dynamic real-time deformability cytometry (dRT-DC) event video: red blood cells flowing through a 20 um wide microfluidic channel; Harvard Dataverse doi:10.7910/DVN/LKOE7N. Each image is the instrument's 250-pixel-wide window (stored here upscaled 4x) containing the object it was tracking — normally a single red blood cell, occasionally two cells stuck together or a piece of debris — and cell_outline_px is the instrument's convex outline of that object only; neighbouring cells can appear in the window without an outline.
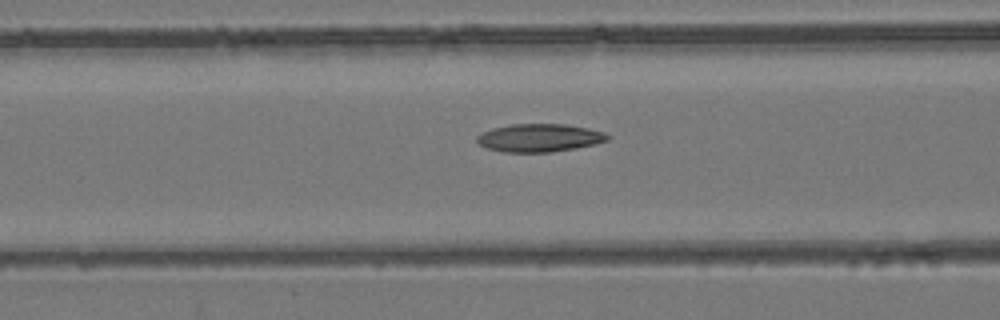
{"species": "common noctule bat (a hibernating species)", "species_latin": "Nyctalus noctula", "temperature_condition": "room temperature", "stored_images_in_passage": 31, "camera_frame_rate_fps": 3000, "um_per_image_px": 0.085, "animal": {"sex": "female", "body_mass_g": 24.6, "forearm_length_mm": 56.2}, "frame": {"image": 1, "passage_image": 13, "time_ms": 4.0, "image_size_px": [1000, 320], "cell_outline_px": [[612, 136], [608, 140], [596, 144], [576, 148], [552, 152], [504, 152], [488, 148], [480, 144], [476, 140], [476, 136], [480, 132], [492, 128], [512, 124], [564, 124], [588, 128], [604, 132]], "centroid_in_image_um": [45.86, 11.71], "position_along_channel_um": 120.7, "area_um2": 21.44}}
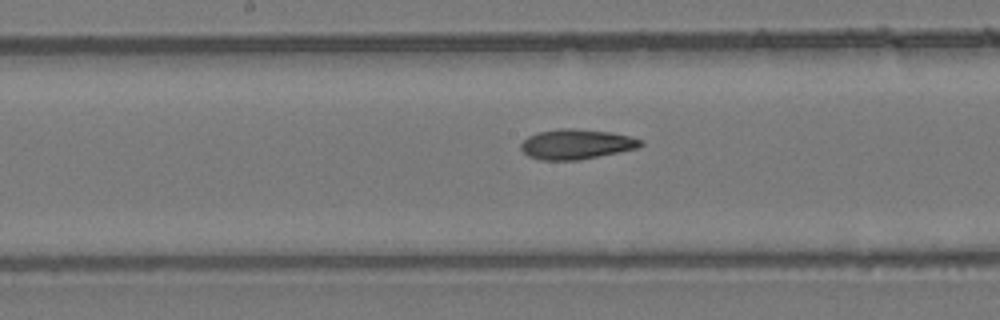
{"frame": {"image": 2, "passage_image": 19, "time_ms": 6.0, "image_size_px": [1000, 320], "cell_outline_px": [[644, 144], [636, 148], [576, 160], [540, 160], [528, 156], [520, 148], [520, 144], [528, 136], [536, 132], [556, 128], [572, 128], [612, 132], [632, 136], [644, 140]], "centroid_in_image_um": [48.97, 12.23], "position_along_channel_um": 199.2, "area_um2": 20.98}}
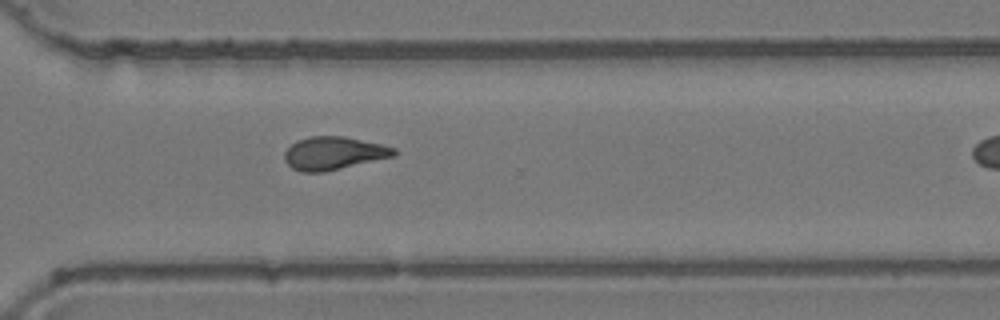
{"frame": {"image": 3, "passage_image": 30, "time_ms": 9.667, "image_size_px": [1000, 320], "cell_outline_px": [[396, 156], [324, 172], [300, 172], [292, 168], [284, 160], [284, 152], [296, 140], [308, 136], [344, 136], [380, 144], [396, 148]], "centroid_in_image_um": [28.35, 13.02], "position_along_channel_um": 342.3, "area_um2": 21.15}}